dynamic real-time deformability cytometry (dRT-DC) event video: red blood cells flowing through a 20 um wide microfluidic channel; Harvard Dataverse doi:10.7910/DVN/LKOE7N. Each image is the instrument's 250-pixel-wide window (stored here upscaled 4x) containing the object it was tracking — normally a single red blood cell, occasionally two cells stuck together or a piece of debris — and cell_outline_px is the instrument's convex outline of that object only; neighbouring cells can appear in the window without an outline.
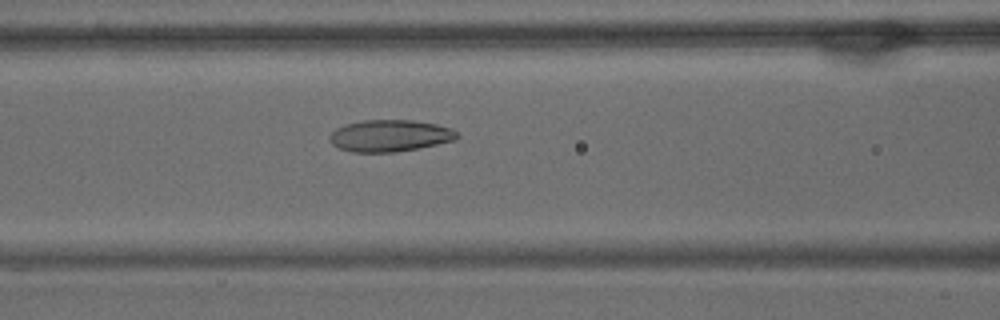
{"species": "common noctule bat (a hibernating species)", "species_latin": "Nyctalus noctula", "temperature_condition": "warm", "stored_images_in_passage": 53, "camera_frame_rate_fps": 3000, "um_per_image_px": 0.085, "animal": {"sex": "male", "body_mass_g": 15.6}, "frame": {"image": 1, "passage_image": 19, "time_ms": 6.0, "image_size_px": [1000, 320], "cell_outline_px": [[460, 136], [452, 140], [436, 144], [396, 152], [352, 152], [340, 148], [332, 144], [328, 140], [328, 136], [336, 128], [344, 124], [360, 120], [412, 120], [436, 124], [448, 128], [456, 132]], "centroid_in_image_um": [33.06, 11.53], "position_along_channel_um": 133.5, "area_um2": 23.47}}
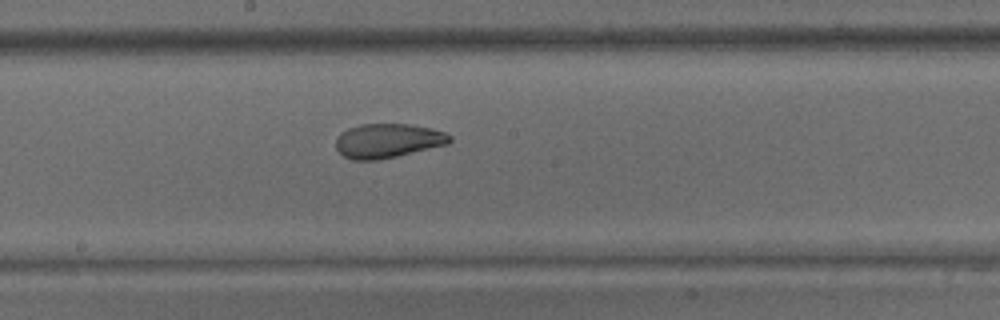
{"frame": {"image": 2, "passage_image": 26, "time_ms": 8.333, "image_size_px": [1000, 320], "cell_outline_px": [[452, 140], [448, 144], [396, 156], [376, 160], [352, 160], [344, 156], [336, 148], [336, 140], [348, 128], [360, 124], [408, 124], [432, 128], [444, 132], [452, 136]], "centroid_in_image_um": [32.99, 11.96], "position_along_channel_um": 215.2, "area_um2": 22.54}}
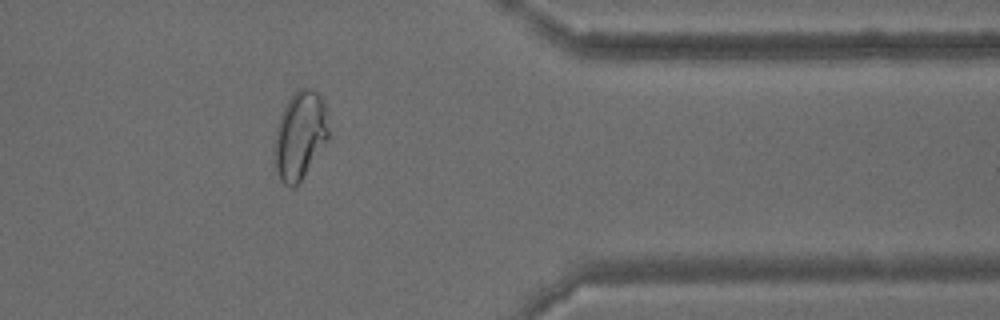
{"frame": {"image": 3, "passage_image": 42, "time_ms": 13.667, "image_size_px": [1000, 320], "cell_outline_px": [[328, 140], [296, 188], [292, 188], [284, 184], [280, 180], [276, 172], [272, 160], [276, 128], [280, 116], [292, 92], [296, 88], [312, 88], [324, 100], [328, 128]], "centroid_in_image_um": [25.47, 11.53], "position_along_channel_um": 385.9, "area_um2": 28.32}, "authors_computed_cell_mechanics": {"area_um2": 26.4146, "velocity_mm_per_s": 3.5073, "shape_relaxation_time_tau1_ms": 9.7491, "shape_relaxation_time_tau2_ms": 1.5585, "deformation_change_tau1": 0.2543, "deformation_change_tau2": 0.0672}}